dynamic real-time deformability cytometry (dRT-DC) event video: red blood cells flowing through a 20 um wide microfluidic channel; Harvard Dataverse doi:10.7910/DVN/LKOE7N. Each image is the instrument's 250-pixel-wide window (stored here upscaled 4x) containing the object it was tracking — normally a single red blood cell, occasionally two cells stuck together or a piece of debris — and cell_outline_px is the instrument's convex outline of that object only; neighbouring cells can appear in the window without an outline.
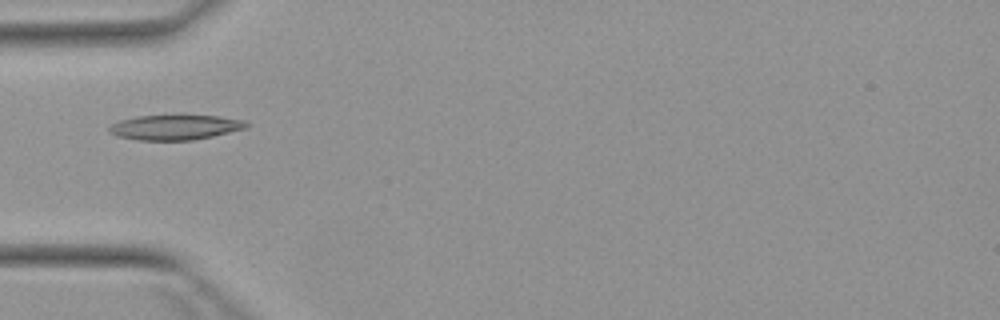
{"species": "Egyptian fruit bat (a non-hibernating species)", "species_latin": "Rousettus aegyptiacus", "temperature_condition": "warm", "stored_images_in_passage": 2, "camera_frame_rate_fps": 3000, "um_per_image_px": 0.085, "animal": {"sex": "female"}, "frame": {"image": 1, "passage_image": 2, "time_ms": 3.333, "image_size_px": [1000, 320], "cell_outline_px": [[252, 124], [244, 128], [212, 136], [192, 140], [136, 140], [116, 136], [108, 132], [108, 128], [112, 124], [120, 120], [136, 116], [180, 112], [216, 116], [244, 120]], "centroid_in_image_um": [14.85, 10.77], "position_along_channel_um": 70.1, "area_um2": 20.92}}